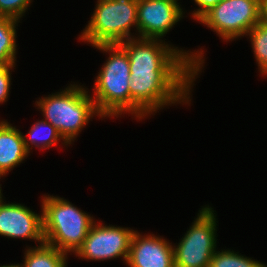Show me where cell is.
<instances>
[{"mask_svg":"<svg viewBox=\"0 0 267 267\" xmlns=\"http://www.w3.org/2000/svg\"><path fill=\"white\" fill-rule=\"evenodd\" d=\"M155 41L142 38L137 43L128 39L119 44L130 63V111L139 116L181 99L201 64Z\"/></svg>","mask_w":267,"mask_h":267,"instance_id":"obj_1","label":"cell"},{"mask_svg":"<svg viewBox=\"0 0 267 267\" xmlns=\"http://www.w3.org/2000/svg\"><path fill=\"white\" fill-rule=\"evenodd\" d=\"M42 207L45 242L64 253L76 252L93 224L91 217L62 198L46 197Z\"/></svg>","mask_w":267,"mask_h":267,"instance_id":"obj_2","label":"cell"},{"mask_svg":"<svg viewBox=\"0 0 267 267\" xmlns=\"http://www.w3.org/2000/svg\"><path fill=\"white\" fill-rule=\"evenodd\" d=\"M101 50L113 51L96 80V100L100 116L117 115L130 111V63L126 51L119 44L96 45Z\"/></svg>","mask_w":267,"mask_h":267,"instance_id":"obj_3","label":"cell"},{"mask_svg":"<svg viewBox=\"0 0 267 267\" xmlns=\"http://www.w3.org/2000/svg\"><path fill=\"white\" fill-rule=\"evenodd\" d=\"M46 121L54 126L66 143L77 135L90 116L98 110L94 100L82 88L73 86L60 94L37 102Z\"/></svg>","mask_w":267,"mask_h":267,"instance_id":"obj_4","label":"cell"},{"mask_svg":"<svg viewBox=\"0 0 267 267\" xmlns=\"http://www.w3.org/2000/svg\"><path fill=\"white\" fill-rule=\"evenodd\" d=\"M97 9L82 35L93 46L120 44L129 36V28L137 26L138 0H99Z\"/></svg>","mask_w":267,"mask_h":267,"instance_id":"obj_5","label":"cell"},{"mask_svg":"<svg viewBox=\"0 0 267 267\" xmlns=\"http://www.w3.org/2000/svg\"><path fill=\"white\" fill-rule=\"evenodd\" d=\"M199 20L224 39H234L260 21V0H221Z\"/></svg>","mask_w":267,"mask_h":267,"instance_id":"obj_6","label":"cell"},{"mask_svg":"<svg viewBox=\"0 0 267 267\" xmlns=\"http://www.w3.org/2000/svg\"><path fill=\"white\" fill-rule=\"evenodd\" d=\"M215 218L211 208H204L177 248L174 267H209L215 252Z\"/></svg>","mask_w":267,"mask_h":267,"instance_id":"obj_7","label":"cell"},{"mask_svg":"<svg viewBox=\"0 0 267 267\" xmlns=\"http://www.w3.org/2000/svg\"><path fill=\"white\" fill-rule=\"evenodd\" d=\"M133 235L132 230L92 224L85 241L76 253L91 260L123 256L127 261Z\"/></svg>","mask_w":267,"mask_h":267,"instance_id":"obj_8","label":"cell"},{"mask_svg":"<svg viewBox=\"0 0 267 267\" xmlns=\"http://www.w3.org/2000/svg\"><path fill=\"white\" fill-rule=\"evenodd\" d=\"M172 0H138L137 27L142 38L163 36L181 17L182 12Z\"/></svg>","mask_w":267,"mask_h":267,"instance_id":"obj_9","label":"cell"},{"mask_svg":"<svg viewBox=\"0 0 267 267\" xmlns=\"http://www.w3.org/2000/svg\"><path fill=\"white\" fill-rule=\"evenodd\" d=\"M0 234L13 238H31L45 242L43 215L34 214L19 204H3L0 200Z\"/></svg>","mask_w":267,"mask_h":267,"instance_id":"obj_10","label":"cell"},{"mask_svg":"<svg viewBox=\"0 0 267 267\" xmlns=\"http://www.w3.org/2000/svg\"><path fill=\"white\" fill-rule=\"evenodd\" d=\"M134 231L129 256L130 267H174V248L158 237L140 238Z\"/></svg>","mask_w":267,"mask_h":267,"instance_id":"obj_11","label":"cell"},{"mask_svg":"<svg viewBox=\"0 0 267 267\" xmlns=\"http://www.w3.org/2000/svg\"><path fill=\"white\" fill-rule=\"evenodd\" d=\"M26 138L8 123H0V173L3 175L29 153Z\"/></svg>","mask_w":267,"mask_h":267,"instance_id":"obj_12","label":"cell"},{"mask_svg":"<svg viewBox=\"0 0 267 267\" xmlns=\"http://www.w3.org/2000/svg\"><path fill=\"white\" fill-rule=\"evenodd\" d=\"M39 248L28 250L22 267H65V254L44 242Z\"/></svg>","mask_w":267,"mask_h":267,"instance_id":"obj_13","label":"cell"},{"mask_svg":"<svg viewBox=\"0 0 267 267\" xmlns=\"http://www.w3.org/2000/svg\"><path fill=\"white\" fill-rule=\"evenodd\" d=\"M17 19L0 16V65H13L15 59V24Z\"/></svg>","mask_w":267,"mask_h":267,"instance_id":"obj_14","label":"cell"},{"mask_svg":"<svg viewBox=\"0 0 267 267\" xmlns=\"http://www.w3.org/2000/svg\"><path fill=\"white\" fill-rule=\"evenodd\" d=\"M248 33L252 38L253 49L262 70V73H267V25L258 22L253 26Z\"/></svg>","mask_w":267,"mask_h":267,"instance_id":"obj_15","label":"cell"},{"mask_svg":"<svg viewBox=\"0 0 267 267\" xmlns=\"http://www.w3.org/2000/svg\"><path fill=\"white\" fill-rule=\"evenodd\" d=\"M209 267H266L264 264L258 263L251 259L239 256L234 252L224 251L214 253Z\"/></svg>","mask_w":267,"mask_h":267,"instance_id":"obj_16","label":"cell"},{"mask_svg":"<svg viewBox=\"0 0 267 267\" xmlns=\"http://www.w3.org/2000/svg\"><path fill=\"white\" fill-rule=\"evenodd\" d=\"M30 0H0V16L17 19L25 12Z\"/></svg>","mask_w":267,"mask_h":267,"instance_id":"obj_17","label":"cell"},{"mask_svg":"<svg viewBox=\"0 0 267 267\" xmlns=\"http://www.w3.org/2000/svg\"><path fill=\"white\" fill-rule=\"evenodd\" d=\"M43 127H48L49 128V131H48V138L46 137L45 139H43V145L41 146L42 148L44 147H47V148H49L51 145H53V144H55V142L58 140L57 138L59 137H61L62 138V136L59 134V132H58V130L54 127V126H52L49 122H47V121H40L39 123H36L33 127H32V129L30 130V132H29V135H30V138H29V140L31 141V143L33 144H35V143H37L36 142V137L37 136H39L38 135V130H40V129H42ZM46 136V135H45ZM38 138H40V137H38ZM37 138V139H38Z\"/></svg>","mask_w":267,"mask_h":267,"instance_id":"obj_18","label":"cell"},{"mask_svg":"<svg viewBox=\"0 0 267 267\" xmlns=\"http://www.w3.org/2000/svg\"><path fill=\"white\" fill-rule=\"evenodd\" d=\"M11 67L13 65H0V102L5 101L9 92Z\"/></svg>","mask_w":267,"mask_h":267,"instance_id":"obj_19","label":"cell"},{"mask_svg":"<svg viewBox=\"0 0 267 267\" xmlns=\"http://www.w3.org/2000/svg\"><path fill=\"white\" fill-rule=\"evenodd\" d=\"M220 1L221 0H195V2L202 8L193 14L194 17L199 20L206 12H208Z\"/></svg>","mask_w":267,"mask_h":267,"instance_id":"obj_20","label":"cell"},{"mask_svg":"<svg viewBox=\"0 0 267 267\" xmlns=\"http://www.w3.org/2000/svg\"><path fill=\"white\" fill-rule=\"evenodd\" d=\"M260 22L267 25V0H260Z\"/></svg>","mask_w":267,"mask_h":267,"instance_id":"obj_21","label":"cell"},{"mask_svg":"<svg viewBox=\"0 0 267 267\" xmlns=\"http://www.w3.org/2000/svg\"><path fill=\"white\" fill-rule=\"evenodd\" d=\"M0 267H22V266H20V265H11V266L8 265V266H5V265H4V266H0Z\"/></svg>","mask_w":267,"mask_h":267,"instance_id":"obj_22","label":"cell"},{"mask_svg":"<svg viewBox=\"0 0 267 267\" xmlns=\"http://www.w3.org/2000/svg\"><path fill=\"white\" fill-rule=\"evenodd\" d=\"M1 175H2V174L0 173V176H1ZM0 188H1V187H0ZM1 198H2V197H1V189H0V200H1Z\"/></svg>","mask_w":267,"mask_h":267,"instance_id":"obj_23","label":"cell"}]
</instances>
